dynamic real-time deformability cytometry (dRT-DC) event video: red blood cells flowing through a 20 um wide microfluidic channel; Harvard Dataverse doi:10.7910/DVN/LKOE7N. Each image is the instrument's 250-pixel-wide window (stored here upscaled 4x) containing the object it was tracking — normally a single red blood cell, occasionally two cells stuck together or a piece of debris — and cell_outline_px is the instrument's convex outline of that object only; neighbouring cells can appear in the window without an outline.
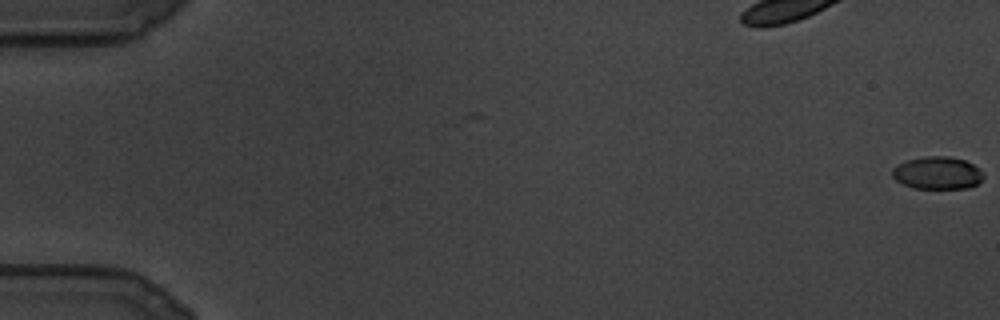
{"species": "common noctule bat (a hibernating species)", "species_latin": "Nyctalus noctula", "temperature_condition": "cold", "stored_images_in_passage": 112, "camera_frame_rate_fps": 3000, "um_per_image_px": 0.085, "animal": {"sex": "male", "body_mass_g": 19.5, "forearm_length_mm": 54.6}, "frame": {"image": 1, "passage_image": 1, "time_ms": 0.0, "image_size_px": [1000, 320], "cell_outline_px": [[984, 176], [976, 184], [968, 188], [912, 188], [896, 180], [892, 176], [892, 168], [896, 164], [908, 160], [924, 156], [948, 156], [964, 160], [980, 168], [984, 172]], "centroid_in_image_um": [79.67, 14.69], "position_along_channel_um": 5.3, "area_um2": 17.34}}
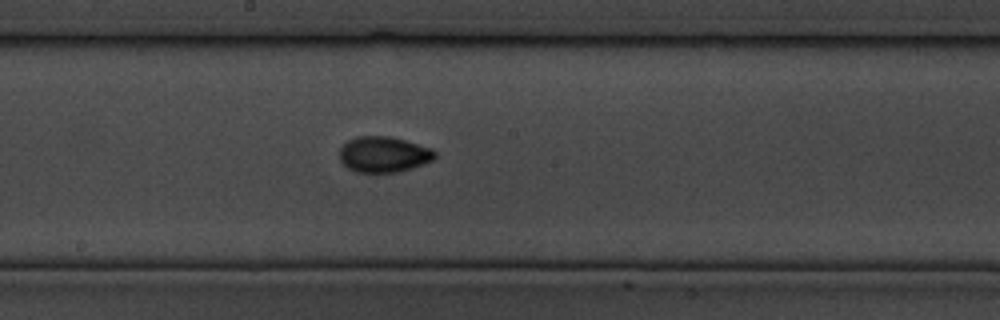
{"frame": {"image": 2, "passage_image": 62, "time_ms": 20.333, "image_size_px": [1000, 320], "cell_outline_px": [[436, 156], [432, 160], [424, 164], [412, 168], [396, 172], [356, 172], [348, 168], [340, 160], [340, 148], [348, 140], [356, 136], [388, 136], [404, 140], [432, 148], [436, 152]], "centroid_in_image_um": [32.61, 13.12], "position_along_channel_um": 215.6, "area_um2": 19.83}}
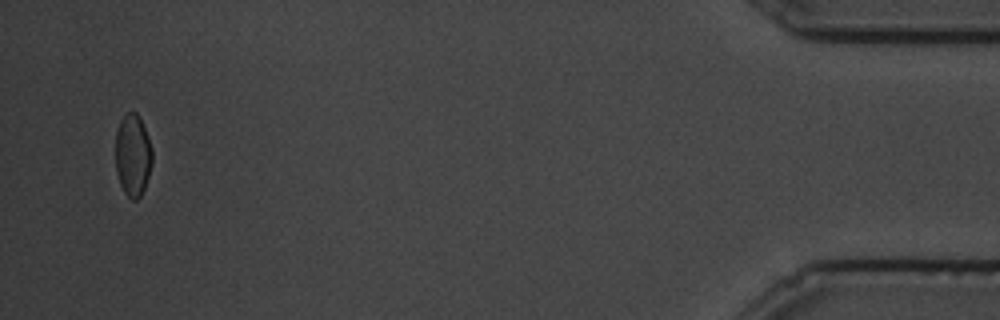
{"frame": {"image": 3, "passage_image": 108, "time_ms": 35.667, "image_size_px": [1000, 320], "cell_outline_px": [[152, 164], [144, 188], [140, 196], [136, 200], [132, 200], [124, 192], [120, 184], [116, 172], [116, 128], [124, 112], [136, 112], [140, 116], [152, 148]], "centroid_in_image_um": [11.28, 13.15], "position_along_channel_um": 423.9, "area_um2": 17.74}}